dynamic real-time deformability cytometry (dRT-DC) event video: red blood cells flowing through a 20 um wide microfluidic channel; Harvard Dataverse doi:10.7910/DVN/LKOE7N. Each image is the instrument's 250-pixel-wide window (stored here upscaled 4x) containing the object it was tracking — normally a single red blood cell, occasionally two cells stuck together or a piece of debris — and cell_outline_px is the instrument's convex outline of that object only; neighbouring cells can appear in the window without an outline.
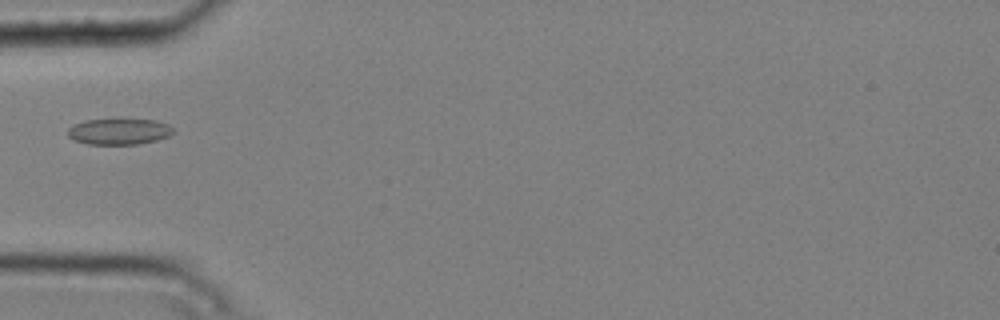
{"species": "common noctule bat (a hibernating species)", "species_latin": "Nyctalus noctula", "temperature_condition": "cold", "stored_images_in_passage": 8, "camera_frame_rate_fps": 3000, "um_per_image_px": 0.085, "animal": {"sex": "male", "body_mass_g": 20.4}, "frame": {"image": 1, "passage_image": 5, "time_ms": 1.333, "image_size_px": [1000, 320], "cell_outline_px": [[176, 132], [168, 136], [156, 140], [136, 144], [88, 144], [76, 140], [68, 136], [68, 128], [72, 124], [84, 120], [120, 116], [156, 120], [168, 124]], "centroid_in_image_um": [10.12, 11.11], "position_along_channel_um": 74.9, "area_um2": 16.88}}
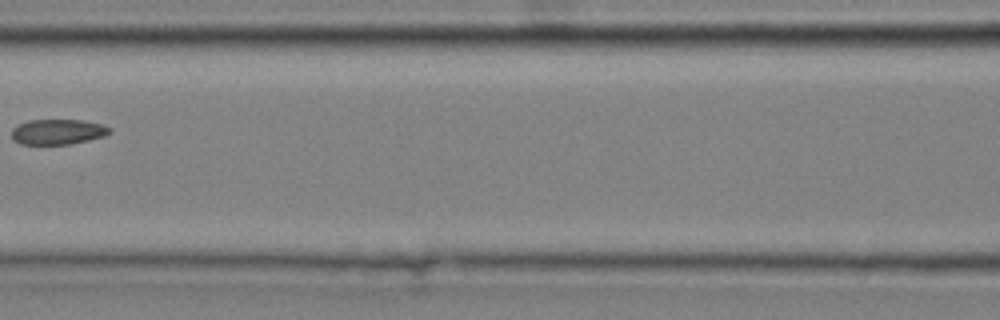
{"frame": {"image": 2, "passage_image": 7, "time_ms": 2.0, "image_size_px": [1000, 320], "cell_outline_px": [[112, 132], [104, 136], [72, 144], [20, 144], [12, 140], [12, 128], [28, 120], [84, 120], [100, 124], [112, 128]], "centroid_in_image_um": [4.92, 11.21], "position_along_channel_um": 161.7, "area_um2": 14.51}}
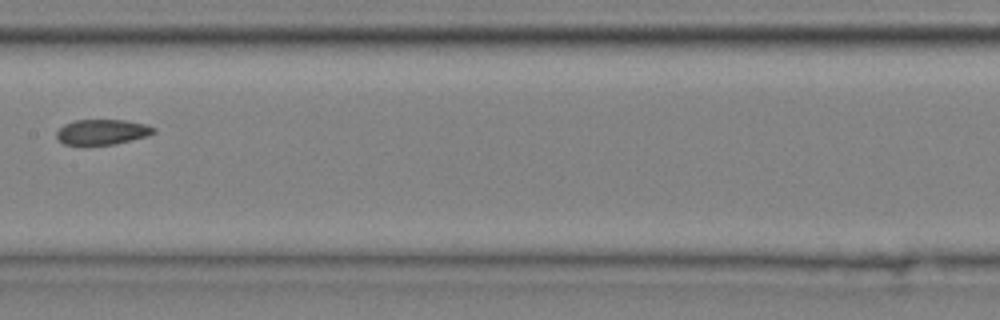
{"frame": {"image": 3, "passage_image": 8, "time_ms": 2.333, "image_size_px": [1000, 320], "cell_outline_px": [[156, 132], [148, 136], [116, 144], [84, 148], [64, 144], [56, 136], [56, 132], [64, 124], [76, 120], [124, 120], [148, 124], [156, 128]], "centroid_in_image_um": [8.68, 11.26], "position_along_channel_um": 198.7, "area_um2": 15.03}}